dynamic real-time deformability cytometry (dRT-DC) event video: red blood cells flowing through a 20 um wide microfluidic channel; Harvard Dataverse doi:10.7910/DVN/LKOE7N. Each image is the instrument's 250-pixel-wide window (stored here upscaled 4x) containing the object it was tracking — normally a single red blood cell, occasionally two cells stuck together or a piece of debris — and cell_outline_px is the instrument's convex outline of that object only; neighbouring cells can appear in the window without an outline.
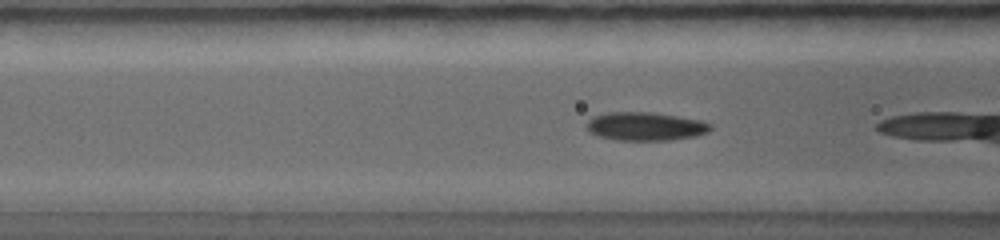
{"species": "common noctule bat (a hibernating species)", "species_latin": "Nyctalus noctula", "temperature_condition": "warm", "stored_images_in_passage": 26, "camera_frame_rate_fps": 5000, "um_per_image_px": 0.085, "animal": {"sex": "female", "body_mass_g": 19.0, "forearm_length_mm": 56.7}, "frame": {"image": 1, "passage_image": 5, "time_ms": 0.8, "image_size_px": [1000, 240], "cell_outline_px": [[712, 128], [708, 132], [696, 136], [672, 140], [620, 140], [600, 136], [588, 132], [588, 120], [592, 116], [608, 112], [652, 112], [700, 120], [712, 124]], "centroid_in_image_um": [54.88, 10.74], "position_along_channel_um": 111.7, "area_um2": 20.46}}
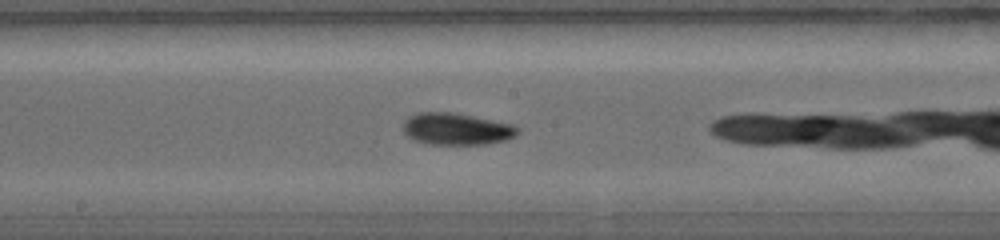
{"frame": {"image": 2, "passage_image": 12, "time_ms": 2.4, "image_size_px": [1000, 240], "cell_outline_px": [[520, 128], [512, 136], [504, 140], [484, 144], [432, 144], [416, 140], [408, 136], [404, 132], [404, 120], [408, 116], [420, 112], [452, 112], [512, 124]], "centroid_in_image_um": [38.76, 10.95], "position_along_channel_um": 209.4, "area_um2": 20.87}}